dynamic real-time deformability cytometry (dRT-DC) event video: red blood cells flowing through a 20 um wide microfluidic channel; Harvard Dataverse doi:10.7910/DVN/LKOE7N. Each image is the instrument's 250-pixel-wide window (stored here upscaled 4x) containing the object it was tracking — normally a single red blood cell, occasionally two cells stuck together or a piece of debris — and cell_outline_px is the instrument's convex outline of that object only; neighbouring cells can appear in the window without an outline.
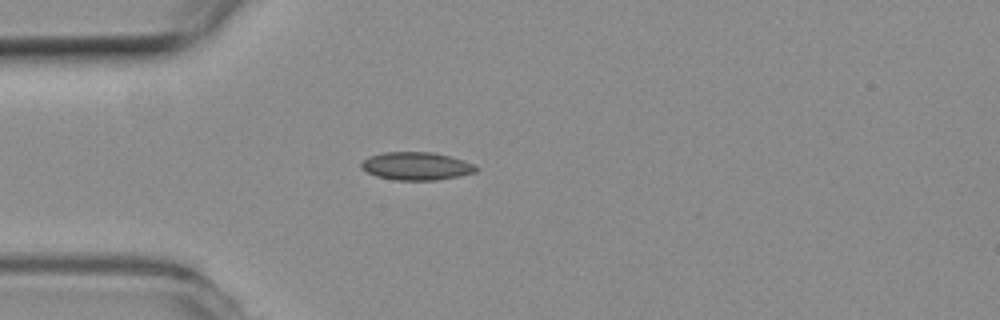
{"species": "common noctule bat (a hibernating species)", "species_latin": "Nyctalus noctula", "temperature_condition": "room temperature", "stored_images_in_passage": 1, "camera_frame_rate_fps": 3000, "um_per_image_px": 0.085, "animal": {"sex": "female", "body_mass_g": 19.3, "forearm_length_mm": 54.1}, "frame": {"image": 1, "passage_image": 1, "time_ms": 0.0, "image_size_px": [1000, 320], "cell_outline_px": [[480, 168], [476, 172], [436, 180], [396, 180], [376, 176], [360, 168], [360, 164], [368, 156], [384, 152], [432, 152], [464, 160]], "centroid_in_image_um": [35.37, 14.11], "position_along_channel_um": 49.6, "area_um2": 18.61}}